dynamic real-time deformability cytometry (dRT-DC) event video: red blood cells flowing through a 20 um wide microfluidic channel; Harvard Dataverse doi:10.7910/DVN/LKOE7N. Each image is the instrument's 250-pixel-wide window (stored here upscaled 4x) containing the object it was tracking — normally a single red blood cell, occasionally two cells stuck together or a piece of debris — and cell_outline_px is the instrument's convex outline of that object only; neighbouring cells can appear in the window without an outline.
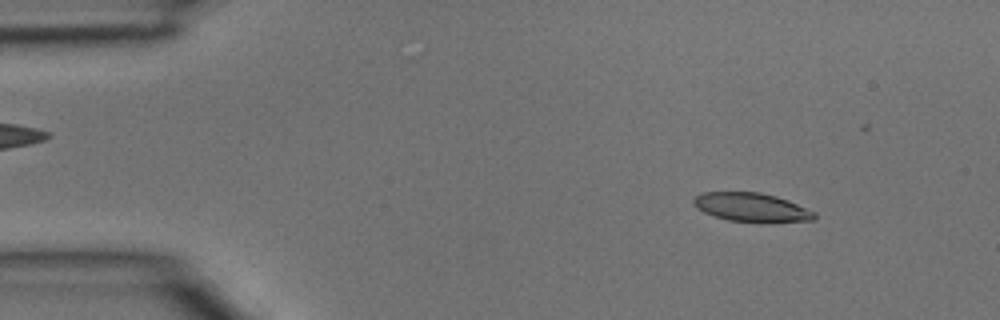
{"species": "common noctule bat (a hibernating species)", "species_latin": "Nyctalus noctula", "temperature_condition": "room temperature", "stored_images_in_passage": 3, "camera_frame_rate_fps": 3000, "um_per_image_px": 0.085, "animal": {"sex": "male", "body_mass_g": 15.6}, "frame": {"image": 1, "passage_image": 1, "time_ms": 0.0, "image_size_px": [1000, 320], "cell_outline_px": [[816, 220], [728, 220], [704, 212], [696, 208], [692, 204], [692, 200], [696, 196], [704, 192], [760, 192], [776, 196], [788, 200], [816, 212]], "centroid_in_image_um": [63.83, 17.57], "position_along_channel_um": 21.2, "area_um2": 19.54}}
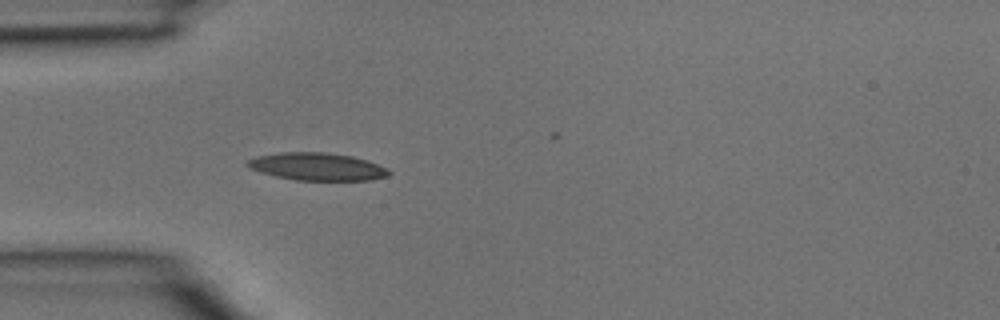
{"frame": {"image": 2, "passage_image": 3, "time_ms": 0.667, "image_size_px": [1000, 320], "cell_outline_px": [[392, 172], [388, 176], [372, 180], [296, 180], [276, 176], [260, 172], [248, 168], [244, 164], [248, 160], [256, 156], [280, 152], [324, 152], [352, 156], [368, 160], [388, 168]], "centroid_in_image_um": [26.97, 14.16], "position_along_channel_um": 58.0, "area_um2": 22.95}}